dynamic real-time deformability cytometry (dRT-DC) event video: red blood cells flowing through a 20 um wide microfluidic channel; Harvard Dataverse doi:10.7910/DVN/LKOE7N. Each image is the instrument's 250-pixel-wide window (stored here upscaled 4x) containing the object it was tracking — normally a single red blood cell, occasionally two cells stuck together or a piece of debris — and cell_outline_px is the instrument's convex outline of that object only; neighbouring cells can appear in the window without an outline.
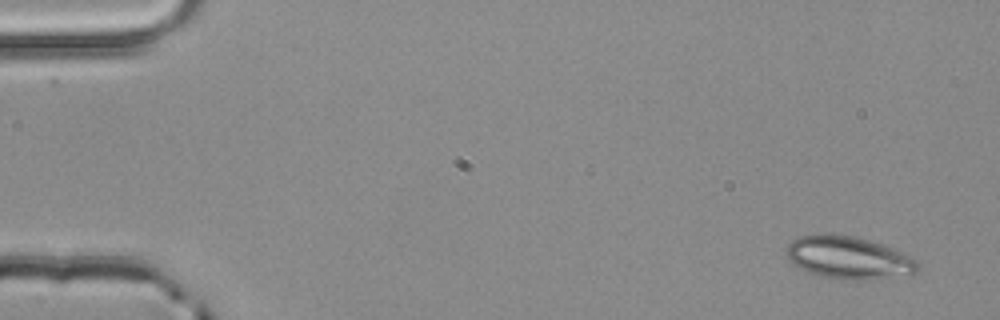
{"species": "common noctule bat (a hibernating species)", "species_latin": "Nyctalus noctula", "temperature_condition": "room temperature", "stored_images_in_passage": 4, "segment_of_instrument_passage": [1, 2], "camera_frame_rate_fps": 3000, "um_per_image_px": 0.085, "animal": {"sex": "male", "body_mass_g": 20.4}, "frame": {"image": 1, "passage_image": 1, "time_ms": 0.0, "image_size_px": [1000, 320], "cell_outline_px": [[920, 264], [916, 272], [912, 276], [872, 280], [832, 280], [808, 272], [800, 268], [788, 256], [784, 248], [792, 240], [800, 236], [824, 232], [856, 236], [880, 244], [912, 256], [920, 260]], "centroid_in_image_um": [72.19, 21.92], "position_along_channel_um": 12.8, "area_um2": 33.52}}